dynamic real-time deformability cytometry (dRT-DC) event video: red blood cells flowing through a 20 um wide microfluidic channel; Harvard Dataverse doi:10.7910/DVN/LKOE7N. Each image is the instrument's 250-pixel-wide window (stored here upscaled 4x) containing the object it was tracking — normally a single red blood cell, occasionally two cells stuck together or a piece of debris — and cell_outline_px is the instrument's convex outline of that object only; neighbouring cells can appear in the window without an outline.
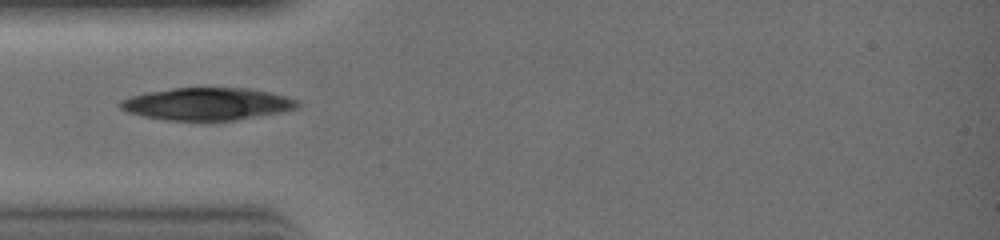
{"species": "common noctule bat (a hibernating species)", "species_latin": "Nyctalus noctula", "temperature_condition": "warm", "stored_images_in_passage": 1, "camera_frame_rate_fps": 3000, "um_per_image_px": 0.085, "animal": {"sex": "female", "body_mass_g": 19.0, "forearm_length_mm": 51.5}, "frame": {"image": 1, "passage_image": 1, "time_ms": 0.0, "image_size_px": [1000, 240], "cell_outline_px": [[300, 104], [296, 108], [280, 112], [236, 120], [208, 124], [168, 120], [144, 116], [128, 112], [120, 108], [116, 104], [120, 100], [144, 92], [172, 88], [248, 88], [268, 92], [284, 96], [296, 100]], "centroid_in_image_um": [17.54, 8.87], "position_along_channel_um": 67.5, "area_um2": 34.22}}